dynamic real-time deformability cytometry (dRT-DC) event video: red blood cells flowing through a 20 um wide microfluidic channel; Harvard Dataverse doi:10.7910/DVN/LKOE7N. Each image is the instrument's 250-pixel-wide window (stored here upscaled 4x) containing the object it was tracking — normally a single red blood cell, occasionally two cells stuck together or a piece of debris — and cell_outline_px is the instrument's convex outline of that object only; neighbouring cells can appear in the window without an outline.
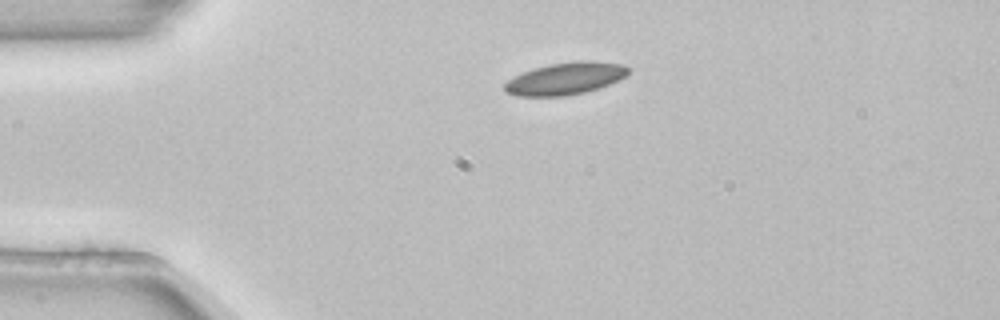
{"species": "common noctule bat (a hibernating species)", "species_latin": "Nyctalus noctula", "temperature_condition": "room temperature", "stored_images_in_passage": 4, "camera_frame_rate_fps": 3000, "um_per_image_px": 0.085, "animal": {"sex": "female", "body_mass_g": 22.7, "forearm_length_mm": 54.2}, "frame": {"image": 1, "passage_image": 1, "time_ms": 0.0, "image_size_px": [1000, 320], "cell_outline_px": [[628, 76], [600, 88], [584, 92], [564, 96], [516, 96], [504, 92], [504, 84], [508, 80], [524, 72], [536, 68], [552, 64], [580, 60], [592, 60], [624, 64], [628, 68]], "centroid_in_image_um": [48.09, 6.68], "position_along_channel_um": 36.9, "area_um2": 23.18}}